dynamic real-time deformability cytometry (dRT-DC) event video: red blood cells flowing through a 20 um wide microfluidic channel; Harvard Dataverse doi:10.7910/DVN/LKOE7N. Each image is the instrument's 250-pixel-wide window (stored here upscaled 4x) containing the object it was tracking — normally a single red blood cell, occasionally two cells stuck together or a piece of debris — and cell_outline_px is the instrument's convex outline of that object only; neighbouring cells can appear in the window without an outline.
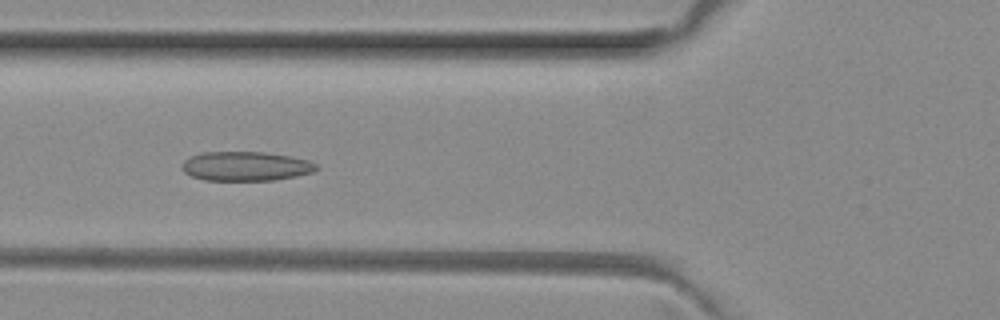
{"species": "common noctule bat (a hibernating species)", "species_latin": "Nyctalus noctula", "temperature_condition": "room temperature", "stored_images_in_passage": 7, "camera_frame_rate_fps": 3000, "um_per_image_px": 0.085, "animal": {"sex": "female", "body_mass_g": 29.2, "forearm_length_mm": 56.3}, "frame": {"image": 1, "passage_image": 5, "time_ms": 1.333, "image_size_px": [1000, 320], "cell_outline_px": [[320, 168], [312, 172], [296, 176], [276, 180], [204, 180], [192, 176], [184, 172], [180, 168], [184, 160], [188, 156], [200, 152], [264, 152], [288, 156], [308, 160], [316, 164]], "centroid_in_image_um": [20.85, 14.12], "position_along_channel_um": 105.0, "area_um2": 23.06}}
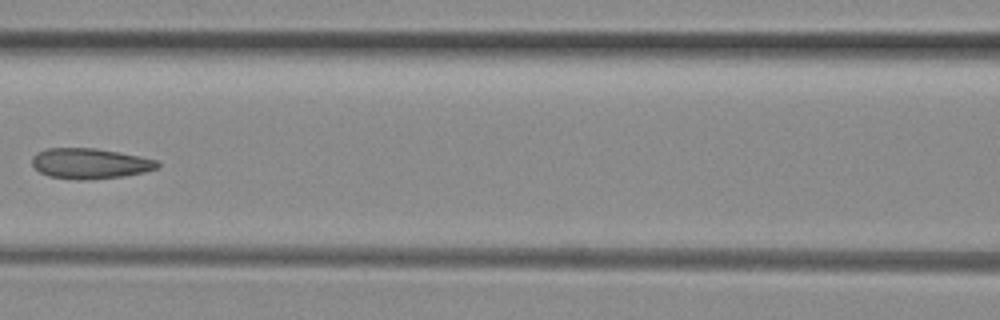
{"frame": {"image": 2, "passage_image": 6, "time_ms": 1.667, "image_size_px": [1000, 320], "cell_outline_px": [[160, 168], [144, 172], [124, 176], [88, 180], [76, 180], [48, 176], [40, 172], [32, 164], [32, 156], [36, 152], [44, 148], [96, 148], [120, 152], [140, 156], [156, 160], [160, 164]], "centroid_in_image_um": [7.65, 13.89], "position_along_channel_um": 159.0, "area_um2": 22.54}}
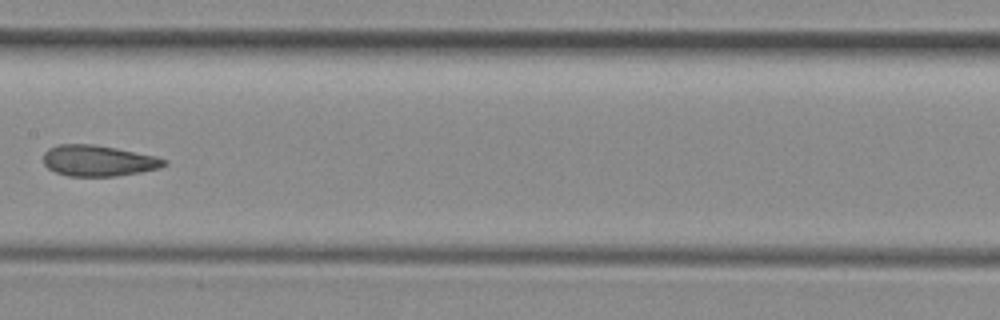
{"frame": {"image": 3, "passage_image": 7, "time_ms": 2.0, "image_size_px": [1000, 320], "cell_outline_px": [[168, 164], [160, 168], [140, 172], [116, 176], [68, 176], [56, 172], [48, 168], [44, 164], [44, 152], [48, 148], [60, 144], [92, 144], [116, 148], [156, 156], [168, 160]], "centroid_in_image_um": [8.37, 13.66], "position_along_channel_um": 199.0, "area_um2": 21.85}}